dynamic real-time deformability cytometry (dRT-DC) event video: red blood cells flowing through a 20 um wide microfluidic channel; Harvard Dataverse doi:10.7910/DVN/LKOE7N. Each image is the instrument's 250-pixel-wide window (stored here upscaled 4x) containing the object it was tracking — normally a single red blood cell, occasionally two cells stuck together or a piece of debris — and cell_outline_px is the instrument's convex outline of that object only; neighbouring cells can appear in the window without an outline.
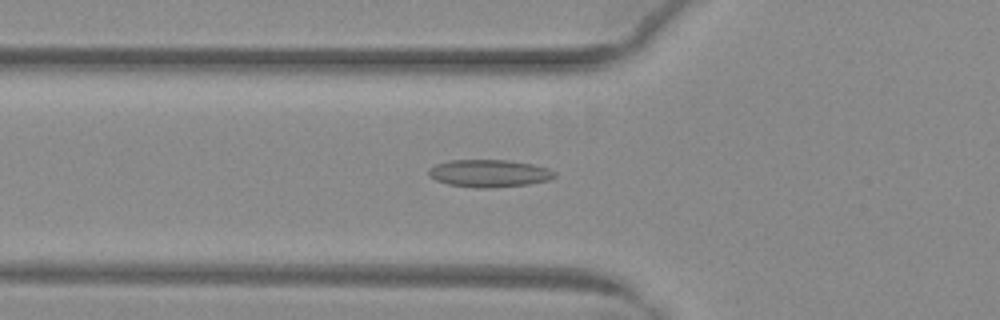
{"species": "common noctule bat (a hibernating species)", "species_latin": "Nyctalus noctula", "temperature_condition": "warm", "stored_images_in_passage": 35, "camera_frame_rate_fps": 3000, "um_per_image_px": 0.085, "animal": {"sex": "female", "body_mass_g": 29.2, "forearm_length_mm": 56.3}, "frame": {"image": 1, "passage_image": 2, "time_ms": 0.333, "image_size_px": [1000, 320], "cell_outline_px": [[556, 176], [548, 180], [528, 184], [488, 188], [476, 188], [448, 184], [436, 180], [428, 176], [428, 168], [436, 164], [452, 160], [508, 160], [532, 164], [548, 168], [556, 172]], "centroid_in_image_um": [41.56, 14.73], "position_along_channel_um": 84.2, "area_um2": 20.17}}
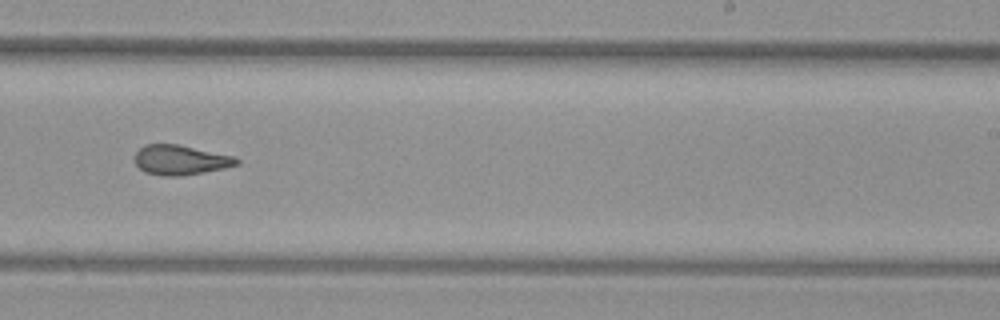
{"frame": {"image": 2, "passage_image": 16, "time_ms": 5.0, "image_size_px": [1000, 320], "cell_outline_px": [[240, 164], [224, 168], [180, 176], [164, 176], [144, 172], [136, 164], [132, 156], [144, 144], [176, 144], [236, 156], [240, 160]], "centroid_in_image_um": [15.33, 13.59], "position_along_channel_um": 273.7, "area_um2": 17.8}}
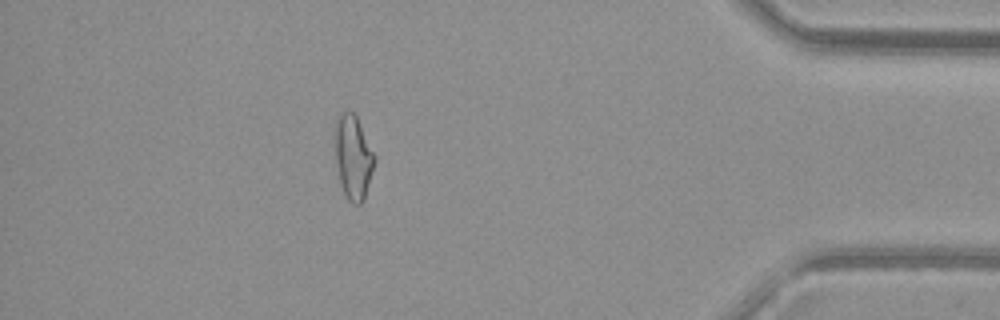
{"frame": {"image": 3, "passage_image": 29, "time_ms": 9.333, "image_size_px": [1000, 320], "cell_outline_px": [[376, 160], [364, 200], [360, 204], [352, 204], [344, 196], [340, 184], [336, 164], [336, 120], [340, 112], [352, 112], [356, 116], [376, 156]], "centroid_in_image_um": [30.03, 13.41], "position_along_channel_um": 405.2, "area_um2": 19.31}, "authors_computed_cell_mechanics": {"area_um2": 18.2648, "velocity_mm_per_s": 4.0543, "shape_relaxation_time_tau1_ms": null, "shape_relaxation_time_tau2_ms": 1.8372, "deformation_change_tau1": null, "deformation_change_tau2": 0.1013}}